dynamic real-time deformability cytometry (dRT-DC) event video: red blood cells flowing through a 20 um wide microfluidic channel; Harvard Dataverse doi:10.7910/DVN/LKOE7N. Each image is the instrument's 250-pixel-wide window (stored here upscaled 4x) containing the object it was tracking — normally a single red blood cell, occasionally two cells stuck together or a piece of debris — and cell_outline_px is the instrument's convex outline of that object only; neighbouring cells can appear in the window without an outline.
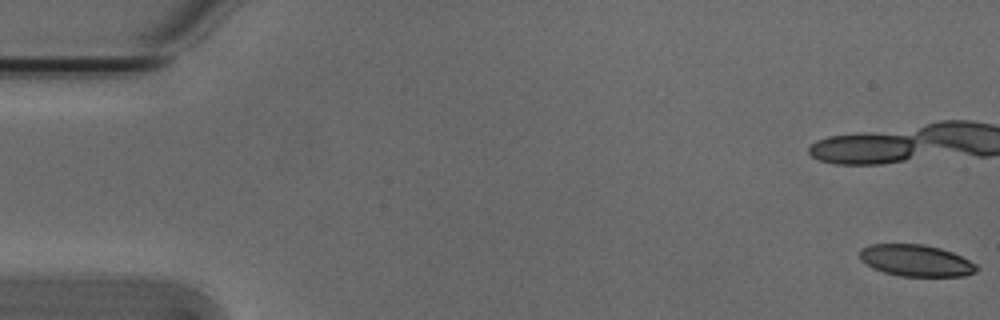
{"species": "Egyptian fruit bat (a non-hibernating species)", "species_latin": "Rousettus aegyptiacus", "temperature_condition": "cold", "stored_images_in_passage": 55, "camera_frame_rate_fps": 3000, "um_per_image_px": 0.085, "animal": {"sex": "male"}, "frame": {"image": 1, "passage_image": 1, "time_ms": 0.0, "image_size_px": [1000, 320], "cell_outline_px": [[980, 268], [976, 272], [964, 276], [900, 276], [884, 272], [872, 268], [860, 260], [860, 248], [872, 244], [924, 244], [940, 248], [952, 252], [976, 264]], "centroid_in_image_um": [77.85, 22.15], "position_along_channel_um": 7.1, "area_um2": 21.62}}
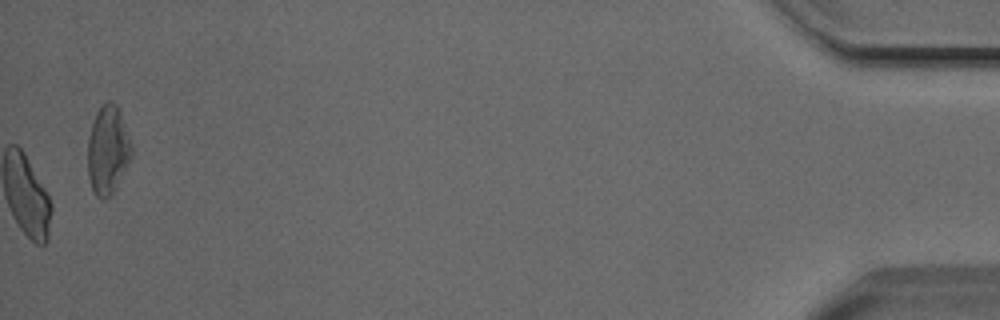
{"frame": {"image": 2, "passage_image": 55, "time_ms": 18.0, "image_size_px": [1000, 320], "cell_outline_px": [[132, 156], [112, 192], [104, 200], [100, 200], [92, 192], [88, 176], [88, 136], [96, 112], [100, 104], [104, 100], [112, 100], [116, 104], [120, 112], [132, 144]], "centroid_in_image_um": [9.14, 12.71], "position_along_channel_um": 426.1, "area_um2": 22.72}, "authors_computed_cell_mechanics": {"area_um2": 23.0044, "velocity_mm_per_s": 3.7924, "shape_relaxation_time_tau1_ms": 4.1823, "shape_relaxation_time_tau2_ms": 2.1132, "deformation_change_tau1": 0.1427, "deformation_change_tau2": 0.0759}}